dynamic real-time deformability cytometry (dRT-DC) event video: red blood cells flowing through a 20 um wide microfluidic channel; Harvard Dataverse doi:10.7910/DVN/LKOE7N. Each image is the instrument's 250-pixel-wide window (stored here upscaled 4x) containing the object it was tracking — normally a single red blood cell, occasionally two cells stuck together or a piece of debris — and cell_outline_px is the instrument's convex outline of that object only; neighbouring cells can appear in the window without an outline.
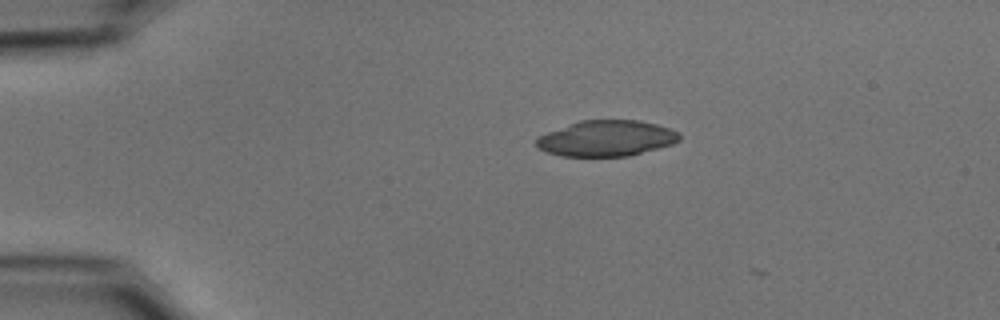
{"species": "common noctule bat (a hibernating species)", "species_latin": "Nyctalus noctula", "temperature_condition": "cold", "stored_images_in_passage": 4, "camera_frame_rate_fps": 3000, "um_per_image_px": 0.085, "animal": {"sex": "male", "body_mass_g": 15.6}, "frame": {"image": 1, "passage_image": 2, "time_ms": 0.333, "image_size_px": [1000, 320], "cell_outline_px": [[680, 140], [672, 144], [628, 156], [560, 156], [536, 148], [536, 136], [580, 120], [640, 120], [656, 124], [680, 132]], "centroid_in_image_um": [51.52, 11.76], "position_along_channel_um": 33.5, "area_um2": 29.88}}